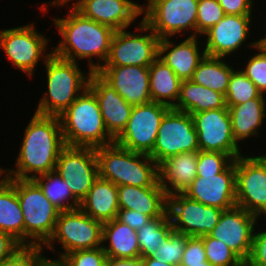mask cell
Segmentation results:
<instances>
[{
  "mask_svg": "<svg viewBox=\"0 0 266 266\" xmlns=\"http://www.w3.org/2000/svg\"><path fill=\"white\" fill-rule=\"evenodd\" d=\"M240 266H248V264L246 262H244Z\"/></svg>",
  "mask_w": 266,
  "mask_h": 266,
  "instance_id": "cell-53",
  "label": "cell"
},
{
  "mask_svg": "<svg viewBox=\"0 0 266 266\" xmlns=\"http://www.w3.org/2000/svg\"><path fill=\"white\" fill-rule=\"evenodd\" d=\"M117 219L136 231L152 220L151 217L130 209H120L118 211Z\"/></svg>",
  "mask_w": 266,
  "mask_h": 266,
  "instance_id": "cell-46",
  "label": "cell"
},
{
  "mask_svg": "<svg viewBox=\"0 0 266 266\" xmlns=\"http://www.w3.org/2000/svg\"><path fill=\"white\" fill-rule=\"evenodd\" d=\"M257 41H258V44L266 50V38H262L259 40L257 39Z\"/></svg>",
  "mask_w": 266,
  "mask_h": 266,
  "instance_id": "cell-51",
  "label": "cell"
},
{
  "mask_svg": "<svg viewBox=\"0 0 266 266\" xmlns=\"http://www.w3.org/2000/svg\"><path fill=\"white\" fill-rule=\"evenodd\" d=\"M198 134L201 151L221 152L234 159L243 155L233 138L231 117L228 107L202 111L191 115Z\"/></svg>",
  "mask_w": 266,
  "mask_h": 266,
  "instance_id": "cell-16",
  "label": "cell"
},
{
  "mask_svg": "<svg viewBox=\"0 0 266 266\" xmlns=\"http://www.w3.org/2000/svg\"><path fill=\"white\" fill-rule=\"evenodd\" d=\"M225 107V96L223 94L196 84L192 80H184L181 82L179 98L173 108L192 115Z\"/></svg>",
  "mask_w": 266,
  "mask_h": 266,
  "instance_id": "cell-30",
  "label": "cell"
},
{
  "mask_svg": "<svg viewBox=\"0 0 266 266\" xmlns=\"http://www.w3.org/2000/svg\"><path fill=\"white\" fill-rule=\"evenodd\" d=\"M197 38V36H188L177 44L170 38L159 41L158 57L175 72L181 81L191 80L198 64L206 55L205 49L200 50L198 45L201 44Z\"/></svg>",
  "mask_w": 266,
  "mask_h": 266,
  "instance_id": "cell-23",
  "label": "cell"
},
{
  "mask_svg": "<svg viewBox=\"0 0 266 266\" xmlns=\"http://www.w3.org/2000/svg\"><path fill=\"white\" fill-rule=\"evenodd\" d=\"M97 73L128 104L135 106L152 102L149 88V67L102 66Z\"/></svg>",
  "mask_w": 266,
  "mask_h": 266,
  "instance_id": "cell-21",
  "label": "cell"
},
{
  "mask_svg": "<svg viewBox=\"0 0 266 266\" xmlns=\"http://www.w3.org/2000/svg\"><path fill=\"white\" fill-rule=\"evenodd\" d=\"M102 235L103 223L91 218L80 208L60 211L54 233L42 249L46 247L54 252V244L59 242L64 251L54 253L63 257L73 251L102 247Z\"/></svg>",
  "mask_w": 266,
  "mask_h": 266,
  "instance_id": "cell-7",
  "label": "cell"
},
{
  "mask_svg": "<svg viewBox=\"0 0 266 266\" xmlns=\"http://www.w3.org/2000/svg\"><path fill=\"white\" fill-rule=\"evenodd\" d=\"M66 266H103L107 255L102 247L95 249L77 250L62 257Z\"/></svg>",
  "mask_w": 266,
  "mask_h": 266,
  "instance_id": "cell-41",
  "label": "cell"
},
{
  "mask_svg": "<svg viewBox=\"0 0 266 266\" xmlns=\"http://www.w3.org/2000/svg\"><path fill=\"white\" fill-rule=\"evenodd\" d=\"M102 241V248L107 257L118 259L140 258L137 231L117 218L103 223ZM107 241L109 244H107Z\"/></svg>",
  "mask_w": 266,
  "mask_h": 266,
  "instance_id": "cell-28",
  "label": "cell"
},
{
  "mask_svg": "<svg viewBox=\"0 0 266 266\" xmlns=\"http://www.w3.org/2000/svg\"><path fill=\"white\" fill-rule=\"evenodd\" d=\"M248 266H266V230H254L251 253L246 261Z\"/></svg>",
  "mask_w": 266,
  "mask_h": 266,
  "instance_id": "cell-44",
  "label": "cell"
},
{
  "mask_svg": "<svg viewBox=\"0 0 266 266\" xmlns=\"http://www.w3.org/2000/svg\"><path fill=\"white\" fill-rule=\"evenodd\" d=\"M235 159L226 153L198 151L197 176L217 175L223 172Z\"/></svg>",
  "mask_w": 266,
  "mask_h": 266,
  "instance_id": "cell-39",
  "label": "cell"
},
{
  "mask_svg": "<svg viewBox=\"0 0 266 266\" xmlns=\"http://www.w3.org/2000/svg\"><path fill=\"white\" fill-rule=\"evenodd\" d=\"M223 57L205 55L194 71L191 80L225 96L235 67L226 64Z\"/></svg>",
  "mask_w": 266,
  "mask_h": 266,
  "instance_id": "cell-32",
  "label": "cell"
},
{
  "mask_svg": "<svg viewBox=\"0 0 266 266\" xmlns=\"http://www.w3.org/2000/svg\"><path fill=\"white\" fill-rule=\"evenodd\" d=\"M138 23L135 29L140 34L128 32V29L115 31L103 66L149 67L158 58L160 38L142 19Z\"/></svg>",
  "mask_w": 266,
  "mask_h": 266,
  "instance_id": "cell-10",
  "label": "cell"
},
{
  "mask_svg": "<svg viewBox=\"0 0 266 266\" xmlns=\"http://www.w3.org/2000/svg\"><path fill=\"white\" fill-rule=\"evenodd\" d=\"M181 80L159 57L149 66L151 101L173 108L180 94Z\"/></svg>",
  "mask_w": 266,
  "mask_h": 266,
  "instance_id": "cell-31",
  "label": "cell"
},
{
  "mask_svg": "<svg viewBox=\"0 0 266 266\" xmlns=\"http://www.w3.org/2000/svg\"><path fill=\"white\" fill-rule=\"evenodd\" d=\"M197 12L198 0H147V5L142 4L143 22L160 39L189 30V36H197Z\"/></svg>",
  "mask_w": 266,
  "mask_h": 266,
  "instance_id": "cell-8",
  "label": "cell"
},
{
  "mask_svg": "<svg viewBox=\"0 0 266 266\" xmlns=\"http://www.w3.org/2000/svg\"><path fill=\"white\" fill-rule=\"evenodd\" d=\"M199 150L191 114L170 108L162 118L155 145L148 155L159 165L169 157Z\"/></svg>",
  "mask_w": 266,
  "mask_h": 266,
  "instance_id": "cell-11",
  "label": "cell"
},
{
  "mask_svg": "<svg viewBox=\"0 0 266 266\" xmlns=\"http://www.w3.org/2000/svg\"><path fill=\"white\" fill-rule=\"evenodd\" d=\"M119 209L136 210L152 219L162 217L168 209V196L158 182L155 186H118Z\"/></svg>",
  "mask_w": 266,
  "mask_h": 266,
  "instance_id": "cell-24",
  "label": "cell"
},
{
  "mask_svg": "<svg viewBox=\"0 0 266 266\" xmlns=\"http://www.w3.org/2000/svg\"><path fill=\"white\" fill-rule=\"evenodd\" d=\"M88 216L106 223L117 218L119 209L118 186L98 177L87 195L80 201V207Z\"/></svg>",
  "mask_w": 266,
  "mask_h": 266,
  "instance_id": "cell-26",
  "label": "cell"
},
{
  "mask_svg": "<svg viewBox=\"0 0 266 266\" xmlns=\"http://www.w3.org/2000/svg\"><path fill=\"white\" fill-rule=\"evenodd\" d=\"M207 261L203 239L189 236L184 248L181 263L183 266L203 265Z\"/></svg>",
  "mask_w": 266,
  "mask_h": 266,
  "instance_id": "cell-42",
  "label": "cell"
},
{
  "mask_svg": "<svg viewBox=\"0 0 266 266\" xmlns=\"http://www.w3.org/2000/svg\"><path fill=\"white\" fill-rule=\"evenodd\" d=\"M34 180L41 187L44 195L60 211H69L80 207V201L72 194L68 184L57 171L53 170L37 176Z\"/></svg>",
  "mask_w": 266,
  "mask_h": 266,
  "instance_id": "cell-33",
  "label": "cell"
},
{
  "mask_svg": "<svg viewBox=\"0 0 266 266\" xmlns=\"http://www.w3.org/2000/svg\"><path fill=\"white\" fill-rule=\"evenodd\" d=\"M173 232L168 211L162 216L149 221L137 231L140 257L153 256L161 242Z\"/></svg>",
  "mask_w": 266,
  "mask_h": 266,
  "instance_id": "cell-34",
  "label": "cell"
},
{
  "mask_svg": "<svg viewBox=\"0 0 266 266\" xmlns=\"http://www.w3.org/2000/svg\"><path fill=\"white\" fill-rule=\"evenodd\" d=\"M55 171L81 201L99 177L96 148L65 146L59 153Z\"/></svg>",
  "mask_w": 266,
  "mask_h": 266,
  "instance_id": "cell-15",
  "label": "cell"
},
{
  "mask_svg": "<svg viewBox=\"0 0 266 266\" xmlns=\"http://www.w3.org/2000/svg\"><path fill=\"white\" fill-rule=\"evenodd\" d=\"M53 24L62 40L55 45L53 53L63 59L77 62L88 60V68L97 72L108 58L115 30L84 17L71 4L67 17L53 18ZM95 57L101 62H93Z\"/></svg>",
  "mask_w": 266,
  "mask_h": 266,
  "instance_id": "cell-2",
  "label": "cell"
},
{
  "mask_svg": "<svg viewBox=\"0 0 266 266\" xmlns=\"http://www.w3.org/2000/svg\"><path fill=\"white\" fill-rule=\"evenodd\" d=\"M225 15L252 16L254 0H218ZM252 9V10H251Z\"/></svg>",
  "mask_w": 266,
  "mask_h": 266,
  "instance_id": "cell-45",
  "label": "cell"
},
{
  "mask_svg": "<svg viewBox=\"0 0 266 266\" xmlns=\"http://www.w3.org/2000/svg\"><path fill=\"white\" fill-rule=\"evenodd\" d=\"M42 247L22 246L11 257L0 262V266H33V261L43 252Z\"/></svg>",
  "mask_w": 266,
  "mask_h": 266,
  "instance_id": "cell-43",
  "label": "cell"
},
{
  "mask_svg": "<svg viewBox=\"0 0 266 266\" xmlns=\"http://www.w3.org/2000/svg\"><path fill=\"white\" fill-rule=\"evenodd\" d=\"M35 22L19 27L0 30V49L12 66L17 67L32 79L39 61L46 60L53 54V48L48 53V37L35 30ZM41 59V60H40Z\"/></svg>",
  "mask_w": 266,
  "mask_h": 266,
  "instance_id": "cell-9",
  "label": "cell"
},
{
  "mask_svg": "<svg viewBox=\"0 0 266 266\" xmlns=\"http://www.w3.org/2000/svg\"><path fill=\"white\" fill-rule=\"evenodd\" d=\"M33 266H66L62 257L56 259H48L42 253L33 261Z\"/></svg>",
  "mask_w": 266,
  "mask_h": 266,
  "instance_id": "cell-49",
  "label": "cell"
},
{
  "mask_svg": "<svg viewBox=\"0 0 266 266\" xmlns=\"http://www.w3.org/2000/svg\"><path fill=\"white\" fill-rule=\"evenodd\" d=\"M16 189L24 219V246L43 247L54 233L60 210L34 179L6 178Z\"/></svg>",
  "mask_w": 266,
  "mask_h": 266,
  "instance_id": "cell-6",
  "label": "cell"
},
{
  "mask_svg": "<svg viewBox=\"0 0 266 266\" xmlns=\"http://www.w3.org/2000/svg\"><path fill=\"white\" fill-rule=\"evenodd\" d=\"M168 214L173 231L191 237L208 235L217 225L222 209L204 205L184 193L168 196Z\"/></svg>",
  "mask_w": 266,
  "mask_h": 266,
  "instance_id": "cell-14",
  "label": "cell"
},
{
  "mask_svg": "<svg viewBox=\"0 0 266 266\" xmlns=\"http://www.w3.org/2000/svg\"><path fill=\"white\" fill-rule=\"evenodd\" d=\"M88 88L97 99L108 133L116 139L125 129L133 105L128 104L97 72H92Z\"/></svg>",
  "mask_w": 266,
  "mask_h": 266,
  "instance_id": "cell-22",
  "label": "cell"
},
{
  "mask_svg": "<svg viewBox=\"0 0 266 266\" xmlns=\"http://www.w3.org/2000/svg\"><path fill=\"white\" fill-rule=\"evenodd\" d=\"M47 91L38 102L35 113L59 116L88 87L91 70L85 73L77 62L56 56L54 53L44 63Z\"/></svg>",
  "mask_w": 266,
  "mask_h": 266,
  "instance_id": "cell-5",
  "label": "cell"
},
{
  "mask_svg": "<svg viewBox=\"0 0 266 266\" xmlns=\"http://www.w3.org/2000/svg\"><path fill=\"white\" fill-rule=\"evenodd\" d=\"M235 173L236 206L258 217L266 215V154L239 156Z\"/></svg>",
  "mask_w": 266,
  "mask_h": 266,
  "instance_id": "cell-12",
  "label": "cell"
},
{
  "mask_svg": "<svg viewBox=\"0 0 266 266\" xmlns=\"http://www.w3.org/2000/svg\"><path fill=\"white\" fill-rule=\"evenodd\" d=\"M106 266H144L142 258L118 259L107 257Z\"/></svg>",
  "mask_w": 266,
  "mask_h": 266,
  "instance_id": "cell-48",
  "label": "cell"
},
{
  "mask_svg": "<svg viewBox=\"0 0 266 266\" xmlns=\"http://www.w3.org/2000/svg\"><path fill=\"white\" fill-rule=\"evenodd\" d=\"M0 231L24 246V219L15 187L0 174Z\"/></svg>",
  "mask_w": 266,
  "mask_h": 266,
  "instance_id": "cell-29",
  "label": "cell"
},
{
  "mask_svg": "<svg viewBox=\"0 0 266 266\" xmlns=\"http://www.w3.org/2000/svg\"><path fill=\"white\" fill-rule=\"evenodd\" d=\"M25 128L15 169L0 166L5 178L35 179L55 170L59 153L66 146L59 116L34 113Z\"/></svg>",
  "mask_w": 266,
  "mask_h": 266,
  "instance_id": "cell-1",
  "label": "cell"
},
{
  "mask_svg": "<svg viewBox=\"0 0 266 266\" xmlns=\"http://www.w3.org/2000/svg\"><path fill=\"white\" fill-rule=\"evenodd\" d=\"M198 151L169 157L158 165L159 183L167 196L184 193L197 177Z\"/></svg>",
  "mask_w": 266,
  "mask_h": 266,
  "instance_id": "cell-25",
  "label": "cell"
},
{
  "mask_svg": "<svg viewBox=\"0 0 266 266\" xmlns=\"http://www.w3.org/2000/svg\"><path fill=\"white\" fill-rule=\"evenodd\" d=\"M256 219L259 221L260 218L244 208L235 206L223 210L217 225L208 235L224 242L246 262L251 253Z\"/></svg>",
  "mask_w": 266,
  "mask_h": 266,
  "instance_id": "cell-18",
  "label": "cell"
},
{
  "mask_svg": "<svg viewBox=\"0 0 266 266\" xmlns=\"http://www.w3.org/2000/svg\"><path fill=\"white\" fill-rule=\"evenodd\" d=\"M99 177L117 186H155L158 164L145 153L133 152L115 142L96 148Z\"/></svg>",
  "mask_w": 266,
  "mask_h": 266,
  "instance_id": "cell-4",
  "label": "cell"
},
{
  "mask_svg": "<svg viewBox=\"0 0 266 266\" xmlns=\"http://www.w3.org/2000/svg\"><path fill=\"white\" fill-rule=\"evenodd\" d=\"M169 109L156 102L133 106L125 129L114 142L130 151L149 154L155 145L162 118Z\"/></svg>",
  "mask_w": 266,
  "mask_h": 266,
  "instance_id": "cell-13",
  "label": "cell"
},
{
  "mask_svg": "<svg viewBox=\"0 0 266 266\" xmlns=\"http://www.w3.org/2000/svg\"><path fill=\"white\" fill-rule=\"evenodd\" d=\"M224 16L225 13L218 0H198L197 37L203 36Z\"/></svg>",
  "mask_w": 266,
  "mask_h": 266,
  "instance_id": "cell-40",
  "label": "cell"
},
{
  "mask_svg": "<svg viewBox=\"0 0 266 266\" xmlns=\"http://www.w3.org/2000/svg\"><path fill=\"white\" fill-rule=\"evenodd\" d=\"M22 245L11 235L0 231V262L11 257Z\"/></svg>",
  "mask_w": 266,
  "mask_h": 266,
  "instance_id": "cell-47",
  "label": "cell"
},
{
  "mask_svg": "<svg viewBox=\"0 0 266 266\" xmlns=\"http://www.w3.org/2000/svg\"><path fill=\"white\" fill-rule=\"evenodd\" d=\"M184 194L204 205L218 209L228 210L235 207V160L217 175L197 176Z\"/></svg>",
  "mask_w": 266,
  "mask_h": 266,
  "instance_id": "cell-19",
  "label": "cell"
},
{
  "mask_svg": "<svg viewBox=\"0 0 266 266\" xmlns=\"http://www.w3.org/2000/svg\"><path fill=\"white\" fill-rule=\"evenodd\" d=\"M188 237L173 231L161 242L153 257L170 265L180 264Z\"/></svg>",
  "mask_w": 266,
  "mask_h": 266,
  "instance_id": "cell-38",
  "label": "cell"
},
{
  "mask_svg": "<svg viewBox=\"0 0 266 266\" xmlns=\"http://www.w3.org/2000/svg\"><path fill=\"white\" fill-rule=\"evenodd\" d=\"M144 266H174L157 259L156 257H144L142 258Z\"/></svg>",
  "mask_w": 266,
  "mask_h": 266,
  "instance_id": "cell-50",
  "label": "cell"
},
{
  "mask_svg": "<svg viewBox=\"0 0 266 266\" xmlns=\"http://www.w3.org/2000/svg\"><path fill=\"white\" fill-rule=\"evenodd\" d=\"M232 134L236 143L244 142L250 137H258L261 125L266 117L265 95L261 94L258 98H253L243 104L228 107ZM249 137V138H248Z\"/></svg>",
  "mask_w": 266,
  "mask_h": 266,
  "instance_id": "cell-27",
  "label": "cell"
},
{
  "mask_svg": "<svg viewBox=\"0 0 266 266\" xmlns=\"http://www.w3.org/2000/svg\"><path fill=\"white\" fill-rule=\"evenodd\" d=\"M71 0H52L48 7H62ZM73 1V0H72ZM84 17L110 26L115 31L127 29L140 15L142 5L132 0H77L72 5Z\"/></svg>",
  "mask_w": 266,
  "mask_h": 266,
  "instance_id": "cell-17",
  "label": "cell"
},
{
  "mask_svg": "<svg viewBox=\"0 0 266 266\" xmlns=\"http://www.w3.org/2000/svg\"><path fill=\"white\" fill-rule=\"evenodd\" d=\"M262 93L257 86L249 79L240 68L233 70L225 94V103L227 107L243 104L246 101L258 98Z\"/></svg>",
  "mask_w": 266,
  "mask_h": 266,
  "instance_id": "cell-35",
  "label": "cell"
},
{
  "mask_svg": "<svg viewBox=\"0 0 266 266\" xmlns=\"http://www.w3.org/2000/svg\"><path fill=\"white\" fill-rule=\"evenodd\" d=\"M252 16L225 15L204 37L206 55L226 58L242 47L250 35Z\"/></svg>",
  "mask_w": 266,
  "mask_h": 266,
  "instance_id": "cell-20",
  "label": "cell"
},
{
  "mask_svg": "<svg viewBox=\"0 0 266 266\" xmlns=\"http://www.w3.org/2000/svg\"><path fill=\"white\" fill-rule=\"evenodd\" d=\"M207 261L213 266H240L244 261L224 242L209 235L201 236Z\"/></svg>",
  "mask_w": 266,
  "mask_h": 266,
  "instance_id": "cell-36",
  "label": "cell"
},
{
  "mask_svg": "<svg viewBox=\"0 0 266 266\" xmlns=\"http://www.w3.org/2000/svg\"><path fill=\"white\" fill-rule=\"evenodd\" d=\"M66 146L98 148L114 143L108 133L94 93L87 87L59 115Z\"/></svg>",
  "mask_w": 266,
  "mask_h": 266,
  "instance_id": "cell-3",
  "label": "cell"
},
{
  "mask_svg": "<svg viewBox=\"0 0 266 266\" xmlns=\"http://www.w3.org/2000/svg\"><path fill=\"white\" fill-rule=\"evenodd\" d=\"M248 47L259 52L250 56L241 71L257 86L262 94H266V50L258 44V41L250 42ZM243 68V69H242Z\"/></svg>",
  "mask_w": 266,
  "mask_h": 266,
  "instance_id": "cell-37",
  "label": "cell"
},
{
  "mask_svg": "<svg viewBox=\"0 0 266 266\" xmlns=\"http://www.w3.org/2000/svg\"><path fill=\"white\" fill-rule=\"evenodd\" d=\"M197 266H213L210 262L206 261L203 262V265H197Z\"/></svg>",
  "mask_w": 266,
  "mask_h": 266,
  "instance_id": "cell-52",
  "label": "cell"
}]
</instances>
